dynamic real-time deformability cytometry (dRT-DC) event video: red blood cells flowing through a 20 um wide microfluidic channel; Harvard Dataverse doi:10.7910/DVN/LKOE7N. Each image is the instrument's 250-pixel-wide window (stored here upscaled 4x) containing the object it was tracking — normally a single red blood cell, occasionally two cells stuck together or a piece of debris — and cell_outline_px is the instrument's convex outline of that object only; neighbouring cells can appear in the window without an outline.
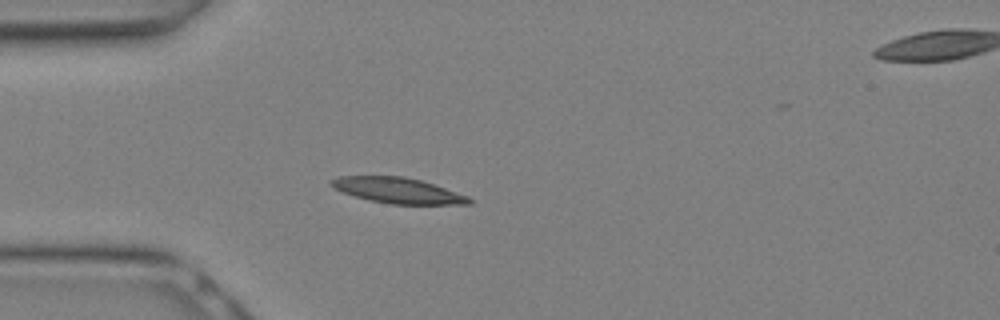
{"species": "Egyptian fruit bat (a non-hibernating species)", "species_latin": "Rousettus aegyptiacus", "temperature_condition": "warm", "stored_images_in_passage": 11, "camera_frame_rate_fps": 3000, "um_per_image_px": 0.085, "animal": {"sex": "female"}, "frame": {"image": 1, "passage_image": 7, "time_ms": 2.0, "image_size_px": [1000, 320], "cell_outline_px": [[472, 204], [392, 204], [368, 200], [344, 192], [328, 184], [328, 180], [340, 176], [404, 176], [420, 180], [468, 196], [472, 200]], "centroid_in_image_um": [33.79, 16.18], "position_along_channel_um": 51.2, "area_um2": 20.35}}
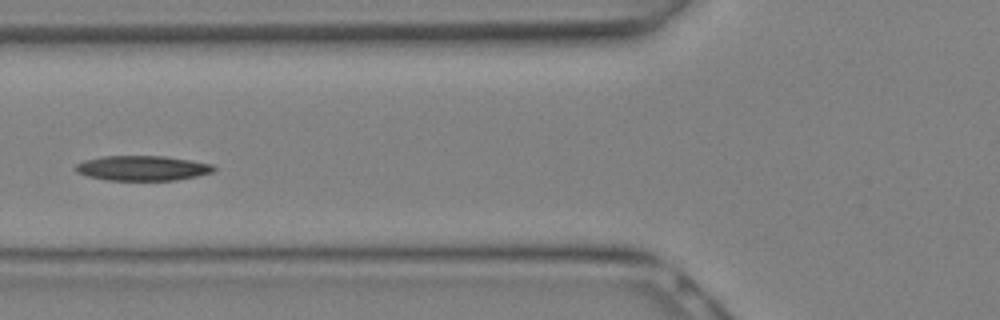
{"frame": {"image": 2, "passage_image": 10, "time_ms": 3.0, "image_size_px": [1000, 320], "cell_outline_px": [[216, 168], [212, 172], [196, 176], [176, 180], [108, 180], [88, 176], [76, 172], [76, 164], [84, 160], [104, 156], [164, 156], [192, 160], [212, 164]], "centroid_in_image_um": [12.11, 14.29], "position_along_channel_um": 113.7, "area_um2": 20.0}}